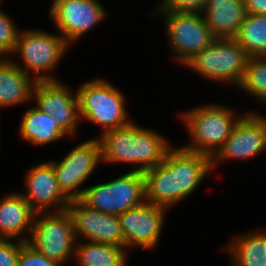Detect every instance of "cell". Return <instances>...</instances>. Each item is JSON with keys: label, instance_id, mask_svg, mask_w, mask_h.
<instances>
[{"label": "cell", "instance_id": "8fae6325", "mask_svg": "<svg viewBox=\"0 0 266 266\" xmlns=\"http://www.w3.org/2000/svg\"><path fill=\"white\" fill-rule=\"evenodd\" d=\"M49 12L58 33L70 46L107 17L98 0H53Z\"/></svg>", "mask_w": 266, "mask_h": 266}, {"label": "cell", "instance_id": "603a6c76", "mask_svg": "<svg viewBox=\"0 0 266 266\" xmlns=\"http://www.w3.org/2000/svg\"><path fill=\"white\" fill-rule=\"evenodd\" d=\"M234 39L249 57L266 54V14L247 13Z\"/></svg>", "mask_w": 266, "mask_h": 266}, {"label": "cell", "instance_id": "f1b7e54d", "mask_svg": "<svg viewBox=\"0 0 266 266\" xmlns=\"http://www.w3.org/2000/svg\"><path fill=\"white\" fill-rule=\"evenodd\" d=\"M247 13L265 15L266 0H244Z\"/></svg>", "mask_w": 266, "mask_h": 266}, {"label": "cell", "instance_id": "ac0fdd59", "mask_svg": "<svg viewBox=\"0 0 266 266\" xmlns=\"http://www.w3.org/2000/svg\"><path fill=\"white\" fill-rule=\"evenodd\" d=\"M201 13L216 38H234L247 10L244 0H207Z\"/></svg>", "mask_w": 266, "mask_h": 266}, {"label": "cell", "instance_id": "7c38bea8", "mask_svg": "<svg viewBox=\"0 0 266 266\" xmlns=\"http://www.w3.org/2000/svg\"><path fill=\"white\" fill-rule=\"evenodd\" d=\"M263 152H266V121L258 112H245L232 134L211 157L212 169L220 164L219 161L247 160Z\"/></svg>", "mask_w": 266, "mask_h": 266}, {"label": "cell", "instance_id": "30bf717a", "mask_svg": "<svg viewBox=\"0 0 266 266\" xmlns=\"http://www.w3.org/2000/svg\"><path fill=\"white\" fill-rule=\"evenodd\" d=\"M56 174L58 187L69 199H80L85 188L79 186L96 170L102 162L101 145L97 138L80 143L60 162L49 161Z\"/></svg>", "mask_w": 266, "mask_h": 266}, {"label": "cell", "instance_id": "52a82bcc", "mask_svg": "<svg viewBox=\"0 0 266 266\" xmlns=\"http://www.w3.org/2000/svg\"><path fill=\"white\" fill-rule=\"evenodd\" d=\"M80 200L92 209L119 216L145 202L144 174L131 170L112 181L87 187Z\"/></svg>", "mask_w": 266, "mask_h": 266}, {"label": "cell", "instance_id": "7402d4cb", "mask_svg": "<svg viewBox=\"0 0 266 266\" xmlns=\"http://www.w3.org/2000/svg\"><path fill=\"white\" fill-rule=\"evenodd\" d=\"M83 241H76L75 245L73 258L78 266H127L129 253L126 248Z\"/></svg>", "mask_w": 266, "mask_h": 266}, {"label": "cell", "instance_id": "cb8c5ba5", "mask_svg": "<svg viewBox=\"0 0 266 266\" xmlns=\"http://www.w3.org/2000/svg\"><path fill=\"white\" fill-rule=\"evenodd\" d=\"M260 103L266 102V57H249L245 76L238 87Z\"/></svg>", "mask_w": 266, "mask_h": 266}, {"label": "cell", "instance_id": "5b68a950", "mask_svg": "<svg viewBox=\"0 0 266 266\" xmlns=\"http://www.w3.org/2000/svg\"><path fill=\"white\" fill-rule=\"evenodd\" d=\"M248 59L249 56L234 38H216L184 65L205 79L239 87Z\"/></svg>", "mask_w": 266, "mask_h": 266}, {"label": "cell", "instance_id": "ffe728a7", "mask_svg": "<svg viewBox=\"0 0 266 266\" xmlns=\"http://www.w3.org/2000/svg\"><path fill=\"white\" fill-rule=\"evenodd\" d=\"M19 132L24 140L35 146L54 143L68 135L51 115L36 106L23 114Z\"/></svg>", "mask_w": 266, "mask_h": 266}, {"label": "cell", "instance_id": "83f0119b", "mask_svg": "<svg viewBox=\"0 0 266 266\" xmlns=\"http://www.w3.org/2000/svg\"><path fill=\"white\" fill-rule=\"evenodd\" d=\"M14 243L11 239H0V266H17L21 241Z\"/></svg>", "mask_w": 266, "mask_h": 266}, {"label": "cell", "instance_id": "4fadbf2b", "mask_svg": "<svg viewBox=\"0 0 266 266\" xmlns=\"http://www.w3.org/2000/svg\"><path fill=\"white\" fill-rule=\"evenodd\" d=\"M31 100L39 110L51 115L68 136L76 134L81 121L77 93L61 80L35 82Z\"/></svg>", "mask_w": 266, "mask_h": 266}, {"label": "cell", "instance_id": "8992f818", "mask_svg": "<svg viewBox=\"0 0 266 266\" xmlns=\"http://www.w3.org/2000/svg\"><path fill=\"white\" fill-rule=\"evenodd\" d=\"M70 45L60 35L40 30H22L19 33L17 45L13 56L19 54L22 58V65L14 61L27 75L35 72V82L58 80L51 75L59 61L65 57ZM22 66H25L24 68ZM47 71V72H46ZM50 71V72H49Z\"/></svg>", "mask_w": 266, "mask_h": 266}, {"label": "cell", "instance_id": "d4e9b609", "mask_svg": "<svg viewBox=\"0 0 266 266\" xmlns=\"http://www.w3.org/2000/svg\"><path fill=\"white\" fill-rule=\"evenodd\" d=\"M20 31L0 7V58H10L14 53Z\"/></svg>", "mask_w": 266, "mask_h": 266}, {"label": "cell", "instance_id": "4316f807", "mask_svg": "<svg viewBox=\"0 0 266 266\" xmlns=\"http://www.w3.org/2000/svg\"><path fill=\"white\" fill-rule=\"evenodd\" d=\"M207 0H162L153 11L201 13Z\"/></svg>", "mask_w": 266, "mask_h": 266}, {"label": "cell", "instance_id": "7a4b0ae2", "mask_svg": "<svg viewBox=\"0 0 266 266\" xmlns=\"http://www.w3.org/2000/svg\"><path fill=\"white\" fill-rule=\"evenodd\" d=\"M97 139L102 162L133 164V171L142 173L160 164L172 148L166 137L131 121L101 133Z\"/></svg>", "mask_w": 266, "mask_h": 266}, {"label": "cell", "instance_id": "484cf974", "mask_svg": "<svg viewBox=\"0 0 266 266\" xmlns=\"http://www.w3.org/2000/svg\"><path fill=\"white\" fill-rule=\"evenodd\" d=\"M17 266H63L60 262L48 259L28 242L21 241Z\"/></svg>", "mask_w": 266, "mask_h": 266}, {"label": "cell", "instance_id": "9c48e42d", "mask_svg": "<svg viewBox=\"0 0 266 266\" xmlns=\"http://www.w3.org/2000/svg\"><path fill=\"white\" fill-rule=\"evenodd\" d=\"M163 16L167 44L171 46L176 61L185 64L195 54L211 45L216 37L206 24L202 13L153 11Z\"/></svg>", "mask_w": 266, "mask_h": 266}, {"label": "cell", "instance_id": "277c9868", "mask_svg": "<svg viewBox=\"0 0 266 266\" xmlns=\"http://www.w3.org/2000/svg\"><path fill=\"white\" fill-rule=\"evenodd\" d=\"M76 93L80 118L101 126V133L130 122L124 94L106 79L85 82Z\"/></svg>", "mask_w": 266, "mask_h": 266}, {"label": "cell", "instance_id": "44dd1931", "mask_svg": "<svg viewBox=\"0 0 266 266\" xmlns=\"http://www.w3.org/2000/svg\"><path fill=\"white\" fill-rule=\"evenodd\" d=\"M223 250L231 254V266H266V231L235 235Z\"/></svg>", "mask_w": 266, "mask_h": 266}, {"label": "cell", "instance_id": "e0dca14e", "mask_svg": "<svg viewBox=\"0 0 266 266\" xmlns=\"http://www.w3.org/2000/svg\"><path fill=\"white\" fill-rule=\"evenodd\" d=\"M35 212L21 195V192L7 193L0 200V239L20 237V241L28 242ZM27 232L25 237L22 234Z\"/></svg>", "mask_w": 266, "mask_h": 266}, {"label": "cell", "instance_id": "6da1fadb", "mask_svg": "<svg viewBox=\"0 0 266 266\" xmlns=\"http://www.w3.org/2000/svg\"><path fill=\"white\" fill-rule=\"evenodd\" d=\"M211 170L209 155L172 147L160 164L143 172L145 201L169 209L194 192Z\"/></svg>", "mask_w": 266, "mask_h": 266}, {"label": "cell", "instance_id": "2e32d148", "mask_svg": "<svg viewBox=\"0 0 266 266\" xmlns=\"http://www.w3.org/2000/svg\"><path fill=\"white\" fill-rule=\"evenodd\" d=\"M24 181L26 191L21 195L35 213L67 210L70 200L59 189L55 171L49 161L29 168Z\"/></svg>", "mask_w": 266, "mask_h": 266}, {"label": "cell", "instance_id": "d6986e66", "mask_svg": "<svg viewBox=\"0 0 266 266\" xmlns=\"http://www.w3.org/2000/svg\"><path fill=\"white\" fill-rule=\"evenodd\" d=\"M34 84V78L18 67L12 57L0 58V109L32 102Z\"/></svg>", "mask_w": 266, "mask_h": 266}, {"label": "cell", "instance_id": "5bb4252c", "mask_svg": "<svg viewBox=\"0 0 266 266\" xmlns=\"http://www.w3.org/2000/svg\"><path fill=\"white\" fill-rule=\"evenodd\" d=\"M166 210L145 201L120 214L118 218L124 236V248L128 252L135 245L143 250L155 248L160 239Z\"/></svg>", "mask_w": 266, "mask_h": 266}, {"label": "cell", "instance_id": "3957f363", "mask_svg": "<svg viewBox=\"0 0 266 266\" xmlns=\"http://www.w3.org/2000/svg\"><path fill=\"white\" fill-rule=\"evenodd\" d=\"M244 114L223 105H202L180 114L187 127L191 144L182 148L212 157L232 134L236 123Z\"/></svg>", "mask_w": 266, "mask_h": 266}, {"label": "cell", "instance_id": "ba28073f", "mask_svg": "<svg viewBox=\"0 0 266 266\" xmlns=\"http://www.w3.org/2000/svg\"><path fill=\"white\" fill-rule=\"evenodd\" d=\"M28 243L48 259L61 264L74 257L76 237L68 209L35 213Z\"/></svg>", "mask_w": 266, "mask_h": 266}, {"label": "cell", "instance_id": "9a60e30c", "mask_svg": "<svg viewBox=\"0 0 266 266\" xmlns=\"http://www.w3.org/2000/svg\"><path fill=\"white\" fill-rule=\"evenodd\" d=\"M74 224L76 241H85L124 247V236L118 216L110 215L85 205L80 199L68 205Z\"/></svg>", "mask_w": 266, "mask_h": 266}]
</instances>
